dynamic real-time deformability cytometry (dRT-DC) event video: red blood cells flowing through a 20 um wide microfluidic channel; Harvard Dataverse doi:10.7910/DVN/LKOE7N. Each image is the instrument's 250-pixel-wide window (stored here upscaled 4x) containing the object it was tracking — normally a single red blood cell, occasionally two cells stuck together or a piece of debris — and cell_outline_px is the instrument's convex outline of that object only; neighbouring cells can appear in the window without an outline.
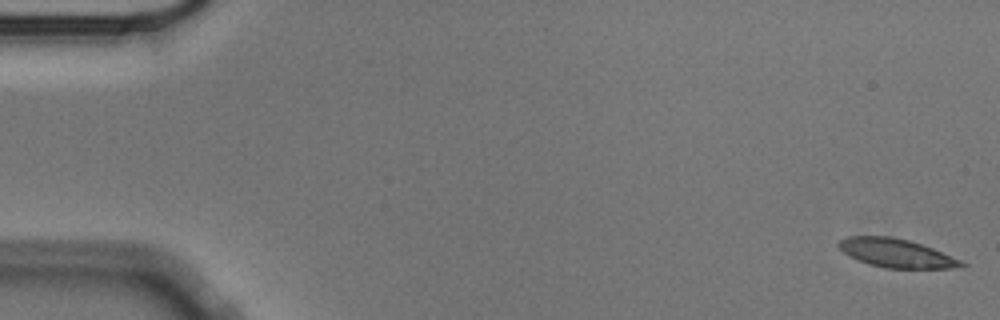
{"species": "Egyptian fruit bat (a non-hibernating species)", "species_latin": "Rousettus aegyptiacus", "temperature_condition": "cold", "stored_images_in_passage": 11, "camera_frame_rate_fps": 3000, "um_per_image_px": 0.085, "animal": {"sex": "male"}, "frame": {"image": 1, "passage_image": 1, "time_ms": 0.0, "image_size_px": [1000, 320], "cell_outline_px": [[968, 264], [952, 268], [884, 268], [868, 264], [856, 260], [848, 256], [836, 244], [840, 240], [848, 236], [892, 236], [908, 240], [932, 248], [960, 260]], "centroid_in_image_um": [76.12, 21.51], "position_along_channel_um": 8.9, "area_um2": 20.35}}